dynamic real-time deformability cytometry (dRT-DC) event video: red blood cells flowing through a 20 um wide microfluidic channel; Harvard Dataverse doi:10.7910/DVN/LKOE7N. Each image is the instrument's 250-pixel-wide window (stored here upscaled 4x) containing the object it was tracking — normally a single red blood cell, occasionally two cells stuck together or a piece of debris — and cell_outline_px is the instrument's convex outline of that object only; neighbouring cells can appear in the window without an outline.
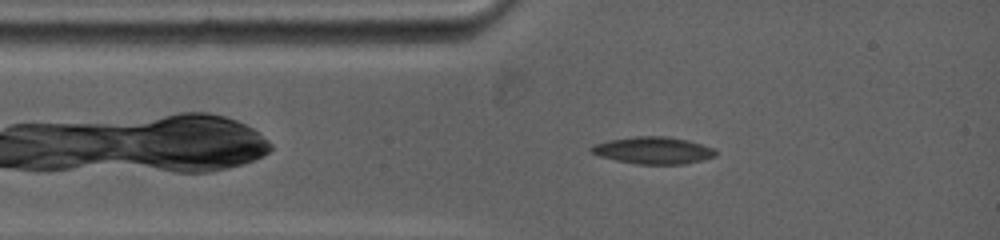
{"species": "common noctule bat (a hibernating species)", "species_latin": "Nyctalus noctula", "temperature_condition": "warm", "stored_images_in_passage": 75, "camera_frame_rate_fps": 5000, "um_per_image_px": 0.085, "animal": {"sex": "female", "body_mass_g": 19.0, "forearm_length_mm": 53.3}, "frame": {"image": 1, "passage_image": 6, "time_ms": 1.0, "image_size_px": [1000, 240], "cell_outline_px": [[716, 156], [704, 160], [684, 164], [636, 164], [616, 160], [600, 156], [592, 152], [588, 148], [596, 144], [612, 140], [632, 136], [668, 136], [688, 140], [712, 148], [716, 152]], "centroid_in_image_um": [55.55, 12.78], "position_along_channel_um": 29.5, "area_um2": 19.48}}
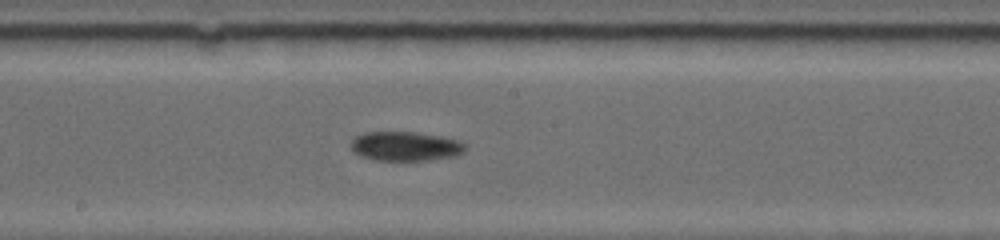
{"frame": {"image": 2, "passage_image": 29, "time_ms": 6.0, "image_size_px": [1000, 240], "cell_outline_px": [[464, 152], [452, 156], [428, 160], [376, 160], [360, 156], [352, 148], [352, 140], [356, 136], [364, 132], [416, 132], [440, 136], [460, 140], [464, 144]], "centroid_in_image_um": [34.46, 12.42], "position_along_channel_um": 213.7, "area_um2": 19.31}}
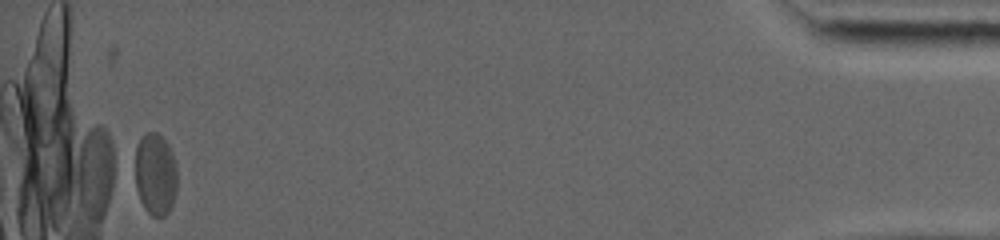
{"frame": {"image": 3, "passage_image": 70, "time_ms": 14.6, "image_size_px": [1000, 240], "cell_outline_px": [[176, 192], [172, 204], [168, 212], [164, 216], [152, 216], [144, 208], [140, 200], [136, 188], [136, 144], [140, 136], [148, 132], [156, 132], [168, 144], [176, 164]], "centroid_in_image_um": [13.2, 14.8], "position_along_channel_um": 422.0, "area_um2": 20.11}, "authors_computed_cell_mechanics": {"area_um2": 19.4786, "velocity_mm_per_s": 3.8065, "shape_relaxation_time_tau1_ms": null, "shape_relaxation_time_tau2_ms": 3.0418, "deformation_change_tau1": null, "deformation_change_tau2": 0.0466}}